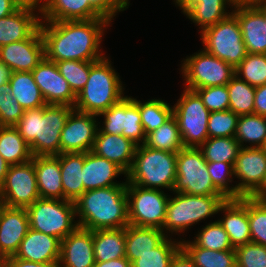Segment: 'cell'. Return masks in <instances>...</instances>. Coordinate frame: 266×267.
<instances>
[{
  "mask_svg": "<svg viewBox=\"0 0 266 267\" xmlns=\"http://www.w3.org/2000/svg\"><path fill=\"white\" fill-rule=\"evenodd\" d=\"M8 83L10 93L23 110L36 109L47 105L34 81L32 72H11Z\"/></svg>",
  "mask_w": 266,
  "mask_h": 267,
  "instance_id": "d6a6232c",
  "label": "cell"
},
{
  "mask_svg": "<svg viewBox=\"0 0 266 267\" xmlns=\"http://www.w3.org/2000/svg\"><path fill=\"white\" fill-rule=\"evenodd\" d=\"M137 144L122 135L97 130L91 152L118 165L126 174L130 171Z\"/></svg>",
  "mask_w": 266,
  "mask_h": 267,
  "instance_id": "603a6c76",
  "label": "cell"
},
{
  "mask_svg": "<svg viewBox=\"0 0 266 267\" xmlns=\"http://www.w3.org/2000/svg\"><path fill=\"white\" fill-rule=\"evenodd\" d=\"M253 4L263 13L266 19V0H256Z\"/></svg>",
  "mask_w": 266,
  "mask_h": 267,
  "instance_id": "be15d7a7",
  "label": "cell"
},
{
  "mask_svg": "<svg viewBox=\"0 0 266 267\" xmlns=\"http://www.w3.org/2000/svg\"><path fill=\"white\" fill-rule=\"evenodd\" d=\"M19 8H29L40 11L43 10L45 0H13ZM43 1V2H42ZM40 2V3H39Z\"/></svg>",
  "mask_w": 266,
  "mask_h": 267,
  "instance_id": "6f0895ef",
  "label": "cell"
},
{
  "mask_svg": "<svg viewBox=\"0 0 266 267\" xmlns=\"http://www.w3.org/2000/svg\"><path fill=\"white\" fill-rule=\"evenodd\" d=\"M234 163L208 162L207 169L214 186L227 198L237 199L236 186L231 187L234 177ZM229 185V186H228ZM231 187V188H230Z\"/></svg>",
  "mask_w": 266,
  "mask_h": 267,
  "instance_id": "f6af8a7d",
  "label": "cell"
},
{
  "mask_svg": "<svg viewBox=\"0 0 266 267\" xmlns=\"http://www.w3.org/2000/svg\"><path fill=\"white\" fill-rule=\"evenodd\" d=\"M232 14L239 22L247 52L266 54V19L263 13L253 3H235Z\"/></svg>",
  "mask_w": 266,
  "mask_h": 267,
  "instance_id": "d6986e66",
  "label": "cell"
},
{
  "mask_svg": "<svg viewBox=\"0 0 266 267\" xmlns=\"http://www.w3.org/2000/svg\"><path fill=\"white\" fill-rule=\"evenodd\" d=\"M6 267H58V264L31 262L10 256L6 258Z\"/></svg>",
  "mask_w": 266,
  "mask_h": 267,
  "instance_id": "db71d44e",
  "label": "cell"
},
{
  "mask_svg": "<svg viewBox=\"0 0 266 267\" xmlns=\"http://www.w3.org/2000/svg\"><path fill=\"white\" fill-rule=\"evenodd\" d=\"M30 229L26 208H0V257L14 256Z\"/></svg>",
  "mask_w": 266,
  "mask_h": 267,
  "instance_id": "ffe728a7",
  "label": "cell"
},
{
  "mask_svg": "<svg viewBox=\"0 0 266 267\" xmlns=\"http://www.w3.org/2000/svg\"><path fill=\"white\" fill-rule=\"evenodd\" d=\"M74 204L78 227L94 231L129 225L126 185L87 190Z\"/></svg>",
  "mask_w": 266,
  "mask_h": 267,
  "instance_id": "7a4b0ae2",
  "label": "cell"
},
{
  "mask_svg": "<svg viewBox=\"0 0 266 267\" xmlns=\"http://www.w3.org/2000/svg\"><path fill=\"white\" fill-rule=\"evenodd\" d=\"M3 206L2 204V199H1V196H0V208Z\"/></svg>",
  "mask_w": 266,
  "mask_h": 267,
  "instance_id": "a7ac6f4b",
  "label": "cell"
},
{
  "mask_svg": "<svg viewBox=\"0 0 266 267\" xmlns=\"http://www.w3.org/2000/svg\"><path fill=\"white\" fill-rule=\"evenodd\" d=\"M241 145L234 137L208 138L200 147L207 162L235 163Z\"/></svg>",
  "mask_w": 266,
  "mask_h": 267,
  "instance_id": "74e56055",
  "label": "cell"
},
{
  "mask_svg": "<svg viewBox=\"0 0 266 267\" xmlns=\"http://www.w3.org/2000/svg\"><path fill=\"white\" fill-rule=\"evenodd\" d=\"M141 124L145 135L158 129L173 116V107L160 99H151L146 102L138 101Z\"/></svg>",
  "mask_w": 266,
  "mask_h": 267,
  "instance_id": "ab89813d",
  "label": "cell"
},
{
  "mask_svg": "<svg viewBox=\"0 0 266 267\" xmlns=\"http://www.w3.org/2000/svg\"><path fill=\"white\" fill-rule=\"evenodd\" d=\"M235 3H253L256 0H233Z\"/></svg>",
  "mask_w": 266,
  "mask_h": 267,
  "instance_id": "e7e4bbea",
  "label": "cell"
},
{
  "mask_svg": "<svg viewBox=\"0 0 266 267\" xmlns=\"http://www.w3.org/2000/svg\"><path fill=\"white\" fill-rule=\"evenodd\" d=\"M170 238V239H169ZM181 249L180 241L166 237L157 247L132 263V267H170L172 258Z\"/></svg>",
  "mask_w": 266,
  "mask_h": 267,
  "instance_id": "60d3db41",
  "label": "cell"
},
{
  "mask_svg": "<svg viewBox=\"0 0 266 267\" xmlns=\"http://www.w3.org/2000/svg\"><path fill=\"white\" fill-rule=\"evenodd\" d=\"M235 75L254 87L266 84V54L248 53L235 68Z\"/></svg>",
  "mask_w": 266,
  "mask_h": 267,
  "instance_id": "b9f144b4",
  "label": "cell"
},
{
  "mask_svg": "<svg viewBox=\"0 0 266 267\" xmlns=\"http://www.w3.org/2000/svg\"><path fill=\"white\" fill-rule=\"evenodd\" d=\"M46 104L68 105L74 108L76 95L60 74L55 62L44 58L32 71Z\"/></svg>",
  "mask_w": 266,
  "mask_h": 267,
  "instance_id": "ac0fdd59",
  "label": "cell"
},
{
  "mask_svg": "<svg viewBox=\"0 0 266 267\" xmlns=\"http://www.w3.org/2000/svg\"><path fill=\"white\" fill-rule=\"evenodd\" d=\"M239 116L231 110L210 112L208 138L234 137Z\"/></svg>",
  "mask_w": 266,
  "mask_h": 267,
  "instance_id": "bcb514c9",
  "label": "cell"
},
{
  "mask_svg": "<svg viewBox=\"0 0 266 267\" xmlns=\"http://www.w3.org/2000/svg\"><path fill=\"white\" fill-rule=\"evenodd\" d=\"M30 228L61 241L77 227L76 211L73 201L39 198L26 208Z\"/></svg>",
  "mask_w": 266,
  "mask_h": 267,
  "instance_id": "52a82bcc",
  "label": "cell"
},
{
  "mask_svg": "<svg viewBox=\"0 0 266 267\" xmlns=\"http://www.w3.org/2000/svg\"><path fill=\"white\" fill-rule=\"evenodd\" d=\"M234 138L241 147H262L266 141V117L254 113L239 116Z\"/></svg>",
  "mask_w": 266,
  "mask_h": 267,
  "instance_id": "d590c367",
  "label": "cell"
},
{
  "mask_svg": "<svg viewBox=\"0 0 266 267\" xmlns=\"http://www.w3.org/2000/svg\"><path fill=\"white\" fill-rule=\"evenodd\" d=\"M147 147L178 153L184 144L177 124V120L172 116L168 121L161 125L158 129L146 136L144 143Z\"/></svg>",
  "mask_w": 266,
  "mask_h": 267,
  "instance_id": "8d00e7d4",
  "label": "cell"
},
{
  "mask_svg": "<svg viewBox=\"0 0 266 267\" xmlns=\"http://www.w3.org/2000/svg\"><path fill=\"white\" fill-rule=\"evenodd\" d=\"M106 19L112 22L116 13L124 11L130 5L129 0H85Z\"/></svg>",
  "mask_w": 266,
  "mask_h": 267,
  "instance_id": "816d5d0a",
  "label": "cell"
},
{
  "mask_svg": "<svg viewBox=\"0 0 266 267\" xmlns=\"http://www.w3.org/2000/svg\"><path fill=\"white\" fill-rule=\"evenodd\" d=\"M226 86L229 94V110L238 116L253 114L256 87L236 75Z\"/></svg>",
  "mask_w": 266,
  "mask_h": 267,
  "instance_id": "f35d334b",
  "label": "cell"
},
{
  "mask_svg": "<svg viewBox=\"0 0 266 267\" xmlns=\"http://www.w3.org/2000/svg\"><path fill=\"white\" fill-rule=\"evenodd\" d=\"M93 267H132V263L126 257H122L106 262H95Z\"/></svg>",
  "mask_w": 266,
  "mask_h": 267,
  "instance_id": "9f6ffc18",
  "label": "cell"
},
{
  "mask_svg": "<svg viewBox=\"0 0 266 267\" xmlns=\"http://www.w3.org/2000/svg\"><path fill=\"white\" fill-rule=\"evenodd\" d=\"M250 197L257 201L266 202V174L261 186Z\"/></svg>",
  "mask_w": 266,
  "mask_h": 267,
  "instance_id": "91938a15",
  "label": "cell"
},
{
  "mask_svg": "<svg viewBox=\"0 0 266 267\" xmlns=\"http://www.w3.org/2000/svg\"><path fill=\"white\" fill-rule=\"evenodd\" d=\"M0 154L9 165L27 163L33 158L29 145L14 126H0Z\"/></svg>",
  "mask_w": 266,
  "mask_h": 267,
  "instance_id": "e575fe53",
  "label": "cell"
},
{
  "mask_svg": "<svg viewBox=\"0 0 266 267\" xmlns=\"http://www.w3.org/2000/svg\"><path fill=\"white\" fill-rule=\"evenodd\" d=\"M201 150L184 147L177 153L174 193L223 195L213 184Z\"/></svg>",
  "mask_w": 266,
  "mask_h": 267,
  "instance_id": "ba28073f",
  "label": "cell"
},
{
  "mask_svg": "<svg viewBox=\"0 0 266 267\" xmlns=\"http://www.w3.org/2000/svg\"><path fill=\"white\" fill-rule=\"evenodd\" d=\"M0 196L2 204L10 208H27L40 198L32 161L10 165Z\"/></svg>",
  "mask_w": 266,
  "mask_h": 267,
  "instance_id": "5bb4252c",
  "label": "cell"
},
{
  "mask_svg": "<svg viewBox=\"0 0 266 267\" xmlns=\"http://www.w3.org/2000/svg\"><path fill=\"white\" fill-rule=\"evenodd\" d=\"M254 114L266 117V84L256 87Z\"/></svg>",
  "mask_w": 266,
  "mask_h": 267,
  "instance_id": "f5cc1de1",
  "label": "cell"
},
{
  "mask_svg": "<svg viewBox=\"0 0 266 267\" xmlns=\"http://www.w3.org/2000/svg\"><path fill=\"white\" fill-rule=\"evenodd\" d=\"M262 149L266 152V141H265L264 145L262 146Z\"/></svg>",
  "mask_w": 266,
  "mask_h": 267,
  "instance_id": "003e7915",
  "label": "cell"
},
{
  "mask_svg": "<svg viewBox=\"0 0 266 267\" xmlns=\"http://www.w3.org/2000/svg\"><path fill=\"white\" fill-rule=\"evenodd\" d=\"M125 228L93 231L95 262H106L125 257Z\"/></svg>",
  "mask_w": 266,
  "mask_h": 267,
  "instance_id": "1f68e13d",
  "label": "cell"
},
{
  "mask_svg": "<svg viewBox=\"0 0 266 267\" xmlns=\"http://www.w3.org/2000/svg\"><path fill=\"white\" fill-rule=\"evenodd\" d=\"M184 89L173 106V116L177 120L184 146L199 148L208 139L210 111L196 91Z\"/></svg>",
  "mask_w": 266,
  "mask_h": 267,
  "instance_id": "9c48e42d",
  "label": "cell"
},
{
  "mask_svg": "<svg viewBox=\"0 0 266 267\" xmlns=\"http://www.w3.org/2000/svg\"><path fill=\"white\" fill-rule=\"evenodd\" d=\"M18 9V5L13 0H0V18L6 17Z\"/></svg>",
  "mask_w": 266,
  "mask_h": 267,
  "instance_id": "680465c9",
  "label": "cell"
},
{
  "mask_svg": "<svg viewBox=\"0 0 266 267\" xmlns=\"http://www.w3.org/2000/svg\"><path fill=\"white\" fill-rule=\"evenodd\" d=\"M84 153L60 154L63 200L75 201L84 193L82 168Z\"/></svg>",
  "mask_w": 266,
  "mask_h": 267,
  "instance_id": "4dcf8cb0",
  "label": "cell"
},
{
  "mask_svg": "<svg viewBox=\"0 0 266 267\" xmlns=\"http://www.w3.org/2000/svg\"><path fill=\"white\" fill-rule=\"evenodd\" d=\"M237 199L250 197L262 184L266 174V152L260 148L242 147L234 163Z\"/></svg>",
  "mask_w": 266,
  "mask_h": 267,
  "instance_id": "2e32d148",
  "label": "cell"
},
{
  "mask_svg": "<svg viewBox=\"0 0 266 267\" xmlns=\"http://www.w3.org/2000/svg\"><path fill=\"white\" fill-rule=\"evenodd\" d=\"M177 153L137 146L130 171L126 174L128 183L143 188L172 191L176 181ZM160 187V188H159Z\"/></svg>",
  "mask_w": 266,
  "mask_h": 267,
  "instance_id": "5b68a950",
  "label": "cell"
},
{
  "mask_svg": "<svg viewBox=\"0 0 266 267\" xmlns=\"http://www.w3.org/2000/svg\"><path fill=\"white\" fill-rule=\"evenodd\" d=\"M187 18L200 26L201 32L226 19L232 12L226 9V5L234 6L233 0H174Z\"/></svg>",
  "mask_w": 266,
  "mask_h": 267,
  "instance_id": "484cf974",
  "label": "cell"
},
{
  "mask_svg": "<svg viewBox=\"0 0 266 267\" xmlns=\"http://www.w3.org/2000/svg\"><path fill=\"white\" fill-rule=\"evenodd\" d=\"M170 267H197L189 256L180 249L172 258Z\"/></svg>",
  "mask_w": 266,
  "mask_h": 267,
  "instance_id": "11a10c76",
  "label": "cell"
},
{
  "mask_svg": "<svg viewBox=\"0 0 266 267\" xmlns=\"http://www.w3.org/2000/svg\"><path fill=\"white\" fill-rule=\"evenodd\" d=\"M41 21H75L104 18L85 0H45Z\"/></svg>",
  "mask_w": 266,
  "mask_h": 267,
  "instance_id": "f1b7e54d",
  "label": "cell"
},
{
  "mask_svg": "<svg viewBox=\"0 0 266 267\" xmlns=\"http://www.w3.org/2000/svg\"><path fill=\"white\" fill-rule=\"evenodd\" d=\"M225 215L218 221L227 232L233 248L251 242V232L248 220V197L227 199L219 208Z\"/></svg>",
  "mask_w": 266,
  "mask_h": 267,
  "instance_id": "7402d4cb",
  "label": "cell"
},
{
  "mask_svg": "<svg viewBox=\"0 0 266 267\" xmlns=\"http://www.w3.org/2000/svg\"><path fill=\"white\" fill-rule=\"evenodd\" d=\"M204 50L236 68L248 54L237 18L226 19L200 32Z\"/></svg>",
  "mask_w": 266,
  "mask_h": 267,
  "instance_id": "30bf717a",
  "label": "cell"
},
{
  "mask_svg": "<svg viewBox=\"0 0 266 267\" xmlns=\"http://www.w3.org/2000/svg\"><path fill=\"white\" fill-rule=\"evenodd\" d=\"M44 58L40 28L26 40L0 47V62L11 72H32Z\"/></svg>",
  "mask_w": 266,
  "mask_h": 267,
  "instance_id": "e0dca14e",
  "label": "cell"
},
{
  "mask_svg": "<svg viewBox=\"0 0 266 267\" xmlns=\"http://www.w3.org/2000/svg\"><path fill=\"white\" fill-rule=\"evenodd\" d=\"M174 194V198L169 197L162 230L171 234L175 232L177 235L179 232L184 233L189 226L217 214L220 206L227 200L224 195Z\"/></svg>",
  "mask_w": 266,
  "mask_h": 267,
  "instance_id": "8992f818",
  "label": "cell"
},
{
  "mask_svg": "<svg viewBox=\"0 0 266 267\" xmlns=\"http://www.w3.org/2000/svg\"><path fill=\"white\" fill-rule=\"evenodd\" d=\"M106 18L75 21H41L45 58L59 61H98L104 54L101 47L104 30L110 25Z\"/></svg>",
  "mask_w": 266,
  "mask_h": 267,
  "instance_id": "6da1fadb",
  "label": "cell"
},
{
  "mask_svg": "<svg viewBox=\"0 0 266 267\" xmlns=\"http://www.w3.org/2000/svg\"><path fill=\"white\" fill-rule=\"evenodd\" d=\"M195 91L210 112L229 110V94L226 85L203 87Z\"/></svg>",
  "mask_w": 266,
  "mask_h": 267,
  "instance_id": "f907efd6",
  "label": "cell"
},
{
  "mask_svg": "<svg viewBox=\"0 0 266 267\" xmlns=\"http://www.w3.org/2000/svg\"><path fill=\"white\" fill-rule=\"evenodd\" d=\"M95 114L73 110L65 123L60 137V154L86 153L91 151L98 130Z\"/></svg>",
  "mask_w": 266,
  "mask_h": 267,
  "instance_id": "9a60e30c",
  "label": "cell"
},
{
  "mask_svg": "<svg viewBox=\"0 0 266 267\" xmlns=\"http://www.w3.org/2000/svg\"><path fill=\"white\" fill-rule=\"evenodd\" d=\"M60 248V239L30 228L14 256L31 262L58 264Z\"/></svg>",
  "mask_w": 266,
  "mask_h": 267,
  "instance_id": "cb8c5ba5",
  "label": "cell"
},
{
  "mask_svg": "<svg viewBox=\"0 0 266 267\" xmlns=\"http://www.w3.org/2000/svg\"><path fill=\"white\" fill-rule=\"evenodd\" d=\"M0 267H6V258L0 257Z\"/></svg>",
  "mask_w": 266,
  "mask_h": 267,
  "instance_id": "03108f58",
  "label": "cell"
},
{
  "mask_svg": "<svg viewBox=\"0 0 266 267\" xmlns=\"http://www.w3.org/2000/svg\"><path fill=\"white\" fill-rule=\"evenodd\" d=\"M167 236L163 230L158 228L137 227L129 224L125 227V257L133 263L139 255L150 252Z\"/></svg>",
  "mask_w": 266,
  "mask_h": 267,
  "instance_id": "f546056e",
  "label": "cell"
},
{
  "mask_svg": "<svg viewBox=\"0 0 266 267\" xmlns=\"http://www.w3.org/2000/svg\"><path fill=\"white\" fill-rule=\"evenodd\" d=\"M29 8H19L14 13L0 18V47L13 42L26 40L39 28L41 18Z\"/></svg>",
  "mask_w": 266,
  "mask_h": 267,
  "instance_id": "4316f807",
  "label": "cell"
},
{
  "mask_svg": "<svg viewBox=\"0 0 266 267\" xmlns=\"http://www.w3.org/2000/svg\"><path fill=\"white\" fill-rule=\"evenodd\" d=\"M251 242L266 246V202L248 197Z\"/></svg>",
  "mask_w": 266,
  "mask_h": 267,
  "instance_id": "7dc6e473",
  "label": "cell"
},
{
  "mask_svg": "<svg viewBox=\"0 0 266 267\" xmlns=\"http://www.w3.org/2000/svg\"><path fill=\"white\" fill-rule=\"evenodd\" d=\"M10 168V165L5 161V159L0 154V189L2 188L6 174L8 173V170Z\"/></svg>",
  "mask_w": 266,
  "mask_h": 267,
  "instance_id": "94428289",
  "label": "cell"
},
{
  "mask_svg": "<svg viewBox=\"0 0 266 267\" xmlns=\"http://www.w3.org/2000/svg\"><path fill=\"white\" fill-rule=\"evenodd\" d=\"M24 113L23 108L10 93L9 83L0 86V126H15Z\"/></svg>",
  "mask_w": 266,
  "mask_h": 267,
  "instance_id": "c3c4849f",
  "label": "cell"
},
{
  "mask_svg": "<svg viewBox=\"0 0 266 267\" xmlns=\"http://www.w3.org/2000/svg\"><path fill=\"white\" fill-rule=\"evenodd\" d=\"M60 74L68 82L71 90L77 96L86 85L89 73L90 62L87 61H59L55 62Z\"/></svg>",
  "mask_w": 266,
  "mask_h": 267,
  "instance_id": "ee69618b",
  "label": "cell"
},
{
  "mask_svg": "<svg viewBox=\"0 0 266 267\" xmlns=\"http://www.w3.org/2000/svg\"><path fill=\"white\" fill-rule=\"evenodd\" d=\"M73 110L68 105L53 104L24 110L14 127L29 145L33 156L59 155L61 132Z\"/></svg>",
  "mask_w": 266,
  "mask_h": 267,
  "instance_id": "3957f363",
  "label": "cell"
},
{
  "mask_svg": "<svg viewBox=\"0 0 266 267\" xmlns=\"http://www.w3.org/2000/svg\"><path fill=\"white\" fill-rule=\"evenodd\" d=\"M93 231L77 227L61 241L58 267H93Z\"/></svg>",
  "mask_w": 266,
  "mask_h": 267,
  "instance_id": "44dd1931",
  "label": "cell"
},
{
  "mask_svg": "<svg viewBox=\"0 0 266 267\" xmlns=\"http://www.w3.org/2000/svg\"><path fill=\"white\" fill-rule=\"evenodd\" d=\"M104 116L103 126L98 130L101 133L122 135L137 145L146 141V135L141 124L138 100L125 96L118 103L97 116Z\"/></svg>",
  "mask_w": 266,
  "mask_h": 267,
  "instance_id": "4fadbf2b",
  "label": "cell"
},
{
  "mask_svg": "<svg viewBox=\"0 0 266 267\" xmlns=\"http://www.w3.org/2000/svg\"><path fill=\"white\" fill-rule=\"evenodd\" d=\"M10 74L11 71L2 62H0V86L9 81Z\"/></svg>",
  "mask_w": 266,
  "mask_h": 267,
  "instance_id": "6125c7cd",
  "label": "cell"
},
{
  "mask_svg": "<svg viewBox=\"0 0 266 267\" xmlns=\"http://www.w3.org/2000/svg\"><path fill=\"white\" fill-rule=\"evenodd\" d=\"M235 251L237 267H266V246L249 242Z\"/></svg>",
  "mask_w": 266,
  "mask_h": 267,
  "instance_id": "681fc988",
  "label": "cell"
},
{
  "mask_svg": "<svg viewBox=\"0 0 266 267\" xmlns=\"http://www.w3.org/2000/svg\"><path fill=\"white\" fill-rule=\"evenodd\" d=\"M31 161L34 164L40 198L63 200L60 154L33 156Z\"/></svg>",
  "mask_w": 266,
  "mask_h": 267,
  "instance_id": "83f0119b",
  "label": "cell"
},
{
  "mask_svg": "<svg viewBox=\"0 0 266 267\" xmlns=\"http://www.w3.org/2000/svg\"><path fill=\"white\" fill-rule=\"evenodd\" d=\"M193 242L204 249L225 251L234 249L227 232L217 220L201 228Z\"/></svg>",
  "mask_w": 266,
  "mask_h": 267,
  "instance_id": "7bdbcfd3",
  "label": "cell"
},
{
  "mask_svg": "<svg viewBox=\"0 0 266 267\" xmlns=\"http://www.w3.org/2000/svg\"><path fill=\"white\" fill-rule=\"evenodd\" d=\"M122 85L119 75L107 57L98 61H90L89 78L76 96L74 109L99 115L125 97Z\"/></svg>",
  "mask_w": 266,
  "mask_h": 267,
  "instance_id": "277c9868",
  "label": "cell"
},
{
  "mask_svg": "<svg viewBox=\"0 0 266 267\" xmlns=\"http://www.w3.org/2000/svg\"><path fill=\"white\" fill-rule=\"evenodd\" d=\"M180 240L181 249L197 267H237L235 248L216 251L198 247L193 241Z\"/></svg>",
  "mask_w": 266,
  "mask_h": 267,
  "instance_id": "836d02e7",
  "label": "cell"
},
{
  "mask_svg": "<svg viewBox=\"0 0 266 267\" xmlns=\"http://www.w3.org/2000/svg\"><path fill=\"white\" fill-rule=\"evenodd\" d=\"M126 194L129 224L162 230L169 196L160 189L143 188L128 182Z\"/></svg>",
  "mask_w": 266,
  "mask_h": 267,
  "instance_id": "8fae6325",
  "label": "cell"
},
{
  "mask_svg": "<svg viewBox=\"0 0 266 267\" xmlns=\"http://www.w3.org/2000/svg\"><path fill=\"white\" fill-rule=\"evenodd\" d=\"M185 88L196 90L203 87L227 85L235 76V68L206 50L186 57L181 65Z\"/></svg>",
  "mask_w": 266,
  "mask_h": 267,
  "instance_id": "7c38bea8",
  "label": "cell"
},
{
  "mask_svg": "<svg viewBox=\"0 0 266 267\" xmlns=\"http://www.w3.org/2000/svg\"><path fill=\"white\" fill-rule=\"evenodd\" d=\"M121 174L126 176V173L114 162L100 157L91 151L84 153V165L82 168L84 192L92 189L126 185L127 180L122 183L114 181Z\"/></svg>",
  "mask_w": 266,
  "mask_h": 267,
  "instance_id": "d4e9b609",
  "label": "cell"
}]
</instances>
